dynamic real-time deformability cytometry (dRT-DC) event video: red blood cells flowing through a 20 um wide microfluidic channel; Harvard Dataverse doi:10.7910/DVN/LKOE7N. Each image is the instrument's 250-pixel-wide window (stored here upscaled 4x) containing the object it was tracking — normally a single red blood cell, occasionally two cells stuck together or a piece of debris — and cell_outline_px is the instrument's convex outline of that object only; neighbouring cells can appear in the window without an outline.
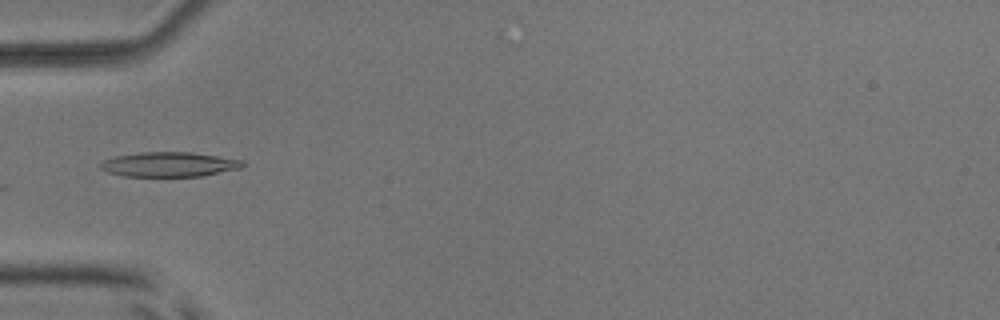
{"species": "common noctule bat (a hibernating species)", "species_latin": "Nyctalus noctula", "temperature_condition": "room temperature", "stored_images_in_passage": 2, "camera_frame_rate_fps": 3000, "um_per_image_px": 0.085, "animal": {"sex": "male", "body_mass_g": 17.9, "forearm_length_mm": 54.2}, "frame": {"image": 1, "passage_image": 2, "time_ms": 0.333, "image_size_px": [1000, 320], "cell_outline_px": [[244, 164], [240, 168], [200, 176], [124, 176], [108, 172], [100, 168], [100, 164], [104, 160], [116, 156], [140, 152], [192, 152], [244, 160]], "centroid_in_image_um": [14.37, 13.97], "position_along_channel_um": 70.6, "area_um2": 20.29}}